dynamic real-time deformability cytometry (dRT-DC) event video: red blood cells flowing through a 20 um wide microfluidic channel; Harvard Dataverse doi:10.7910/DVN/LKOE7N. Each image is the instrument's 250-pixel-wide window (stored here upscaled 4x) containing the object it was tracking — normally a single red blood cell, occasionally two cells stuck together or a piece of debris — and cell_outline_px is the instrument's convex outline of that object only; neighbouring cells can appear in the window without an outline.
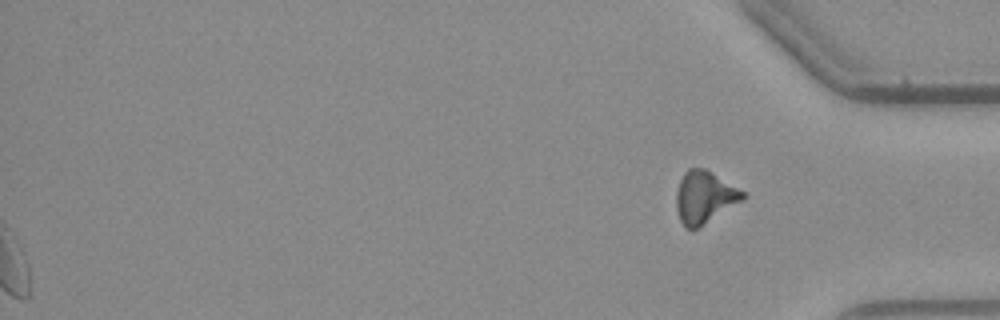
{"species": "common noctule bat (a hibernating species)", "species_latin": "Nyctalus noctula", "temperature_condition": "warm", "stored_images_in_passage": 52, "segment_of_instrument_passage": [2, 2], "camera_frame_rate_fps": 3000, "um_per_image_px": 0.085, "animal": {"sex": "male", "body_mass_g": 23.1, "forearm_length_mm": 52.7}, "frame": {"image": 1, "passage_image": 52, "time_ms": 17.0, "image_size_px": [1000, 320], "cell_outline_px": [[748, 196], [744, 200], [700, 228], [684, 228], [680, 220], [676, 208], [676, 192], [680, 180], [684, 172], [688, 168], [704, 168], [744, 192]], "centroid_in_image_um": [59.88, 16.79], "position_along_channel_um": 375.3, "area_um2": 20.35}}